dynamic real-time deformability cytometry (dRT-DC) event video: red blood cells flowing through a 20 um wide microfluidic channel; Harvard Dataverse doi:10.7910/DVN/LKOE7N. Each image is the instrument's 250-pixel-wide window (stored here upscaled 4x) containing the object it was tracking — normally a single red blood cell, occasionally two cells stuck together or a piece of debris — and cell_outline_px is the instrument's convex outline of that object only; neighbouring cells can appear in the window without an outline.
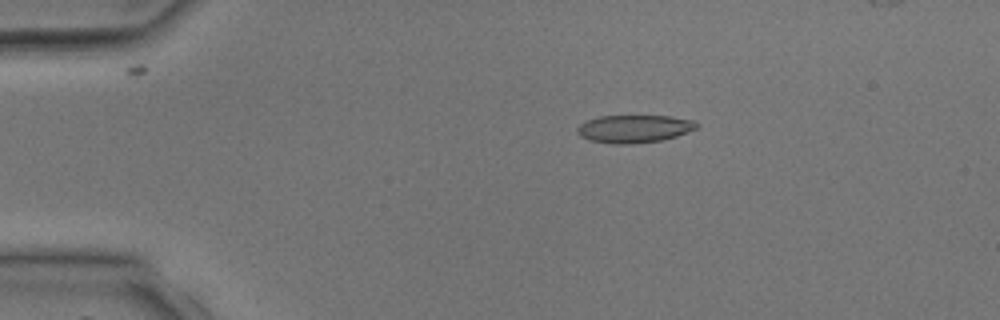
{"species": "common noctule bat (a hibernating species)", "species_latin": "Nyctalus noctula", "temperature_condition": "room temperature", "stored_images_in_passage": 3, "camera_frame_rate_fps": 3000, "um_per_image_px": 0.085, "animal": {"sex": "male", "body_mass_g": 17.9, "forearm_length_mm": 54.2}, "frame": {"image": 1, "passage_image": 2, "time_ms": 1.333, "image_size_px": [1000, 320], "cell_outline_px": [[696, 128], [676, 136], [660, 140], [632, 144], [612, 144], [588, 140], [580, 136], [576, 132], [576, 128], [580, 124], [588, 120], [600, 116], [672, 116], [696, 120]], "centroid_in_image_um": [53.87, 10.94], "position_along_channel_um": 31.1, "area_um2": 19.31}}